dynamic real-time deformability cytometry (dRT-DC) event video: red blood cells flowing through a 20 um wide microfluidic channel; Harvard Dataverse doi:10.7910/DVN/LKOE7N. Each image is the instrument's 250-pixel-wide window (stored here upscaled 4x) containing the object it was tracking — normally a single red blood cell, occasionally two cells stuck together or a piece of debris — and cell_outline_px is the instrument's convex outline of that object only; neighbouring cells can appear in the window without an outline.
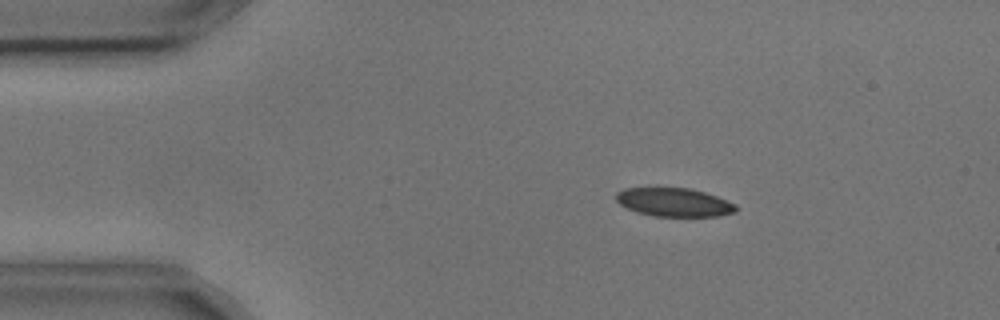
{"species": "common noctule bat (a hibernating species)", "species_latin": "Nyctalus noctula", "temperature_condition": "cold", "stored_images_in_passage": 8, "camera_frame_rate_fps": 3000, "um_per_image_px": 0.085, "animal": {"sex": "male", "body_mass_g": 17.9, "forearm_length_mm": 54.2}, "frame": {"image": 1, "passage_image": 3, "time_ms": 0.667, "image_size_px": [1000, 320], "cell_outline_px": [[740, 208], [736, 212], [716, 216], [656, 216], [636, 212], [620, 204], [616, 200], [616, 192], [624, 188], [656, 184], [688, 188], [704, 192], [716, 196], [736, 204]], "centroid_in_image_um": [57.24, 17.13], "position_along_channel_um": 27.8, "area_um2": 20.81}}
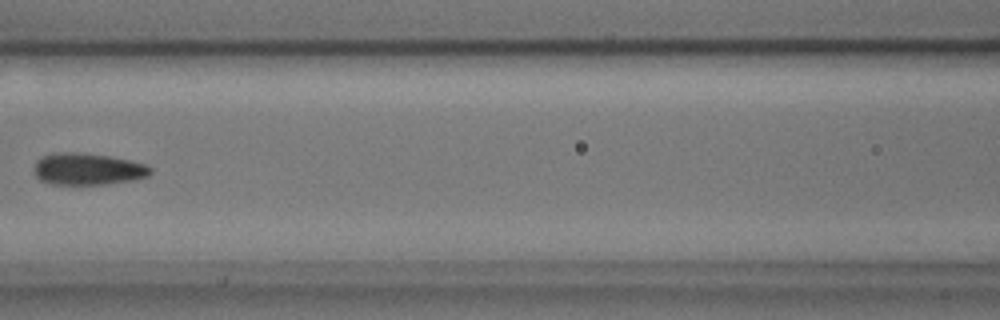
{"frame": {"image": 2, "passage_image": 7, "time_ms": 2.0, "image_size_px": [1000, 320], "cell_outline_px": [[152, 172], [148, 176], [132, 180], [104, 184], [52, 184], [40, 180], [36, 176], [32, 168], [36, 160], [40, 156], [52, 152], [80, 152], [112, 156], [132, 160], [144, 164], [152, 168]], "centroid_in_image_um": [7.42, 14.34], "position_along_channel_um": 159.2, "area_um2": 21.96}}
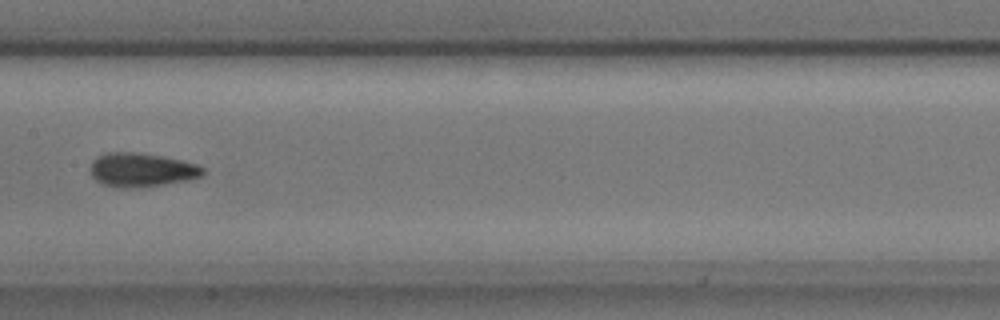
{"frame": {"image": 3, "passage_image": 8, "time_ms": 2.333, "image_size_px": [1000, 320], "cell_outline_px": [[204, 172], [200, 176], [188, 180], [164, 184], [136, 188], [120, 188], [100, 184], [92, 176], [88, 168], [92, 160], [96, 156], [108, 152], [132, 152], [160, 156], [180, 160], [196, 164], [204, 168]], "centroid_in_image_um": [11.95, 14.45], "position_along_channel_um": 195.4, "area_um2": 22.31}}